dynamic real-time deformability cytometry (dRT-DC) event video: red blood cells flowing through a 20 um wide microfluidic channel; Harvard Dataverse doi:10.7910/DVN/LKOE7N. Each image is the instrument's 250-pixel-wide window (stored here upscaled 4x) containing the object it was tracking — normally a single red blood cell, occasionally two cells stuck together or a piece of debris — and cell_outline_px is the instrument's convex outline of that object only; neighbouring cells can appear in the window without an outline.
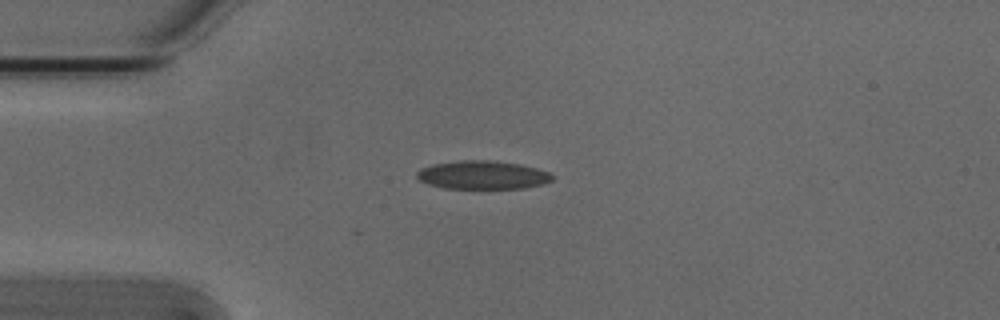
{"species": "Egyptian fruit bat (a non-hibernating species)", "species_latin": "Rousettus aegyptiacus", "temperature_condition": "cold", "stored_images_in_passage": 3, "camera_frame_rate_fps": 3000, "um_per_image_px": 0.085, "animal": {"sex": "male"}, "frame": {"image": 1, "passage_image": 1, "time_ms": 0.0, "image_size_px": [1000, 320], "cell_outline_px": [[552, 180], [544, 184], [524, 188], [444, 188], [428, 184], [420, 180], [416, 176], [416, 172], [420, 168], [432, 164], [460, 160], [488, 160], [520, 164], [536, 168], [548, 172], [552, 176]], "centroid_in_image_um": [40.99, 14.87], "position_along_channel_um": 44.0, "area_um2": 22.37}}
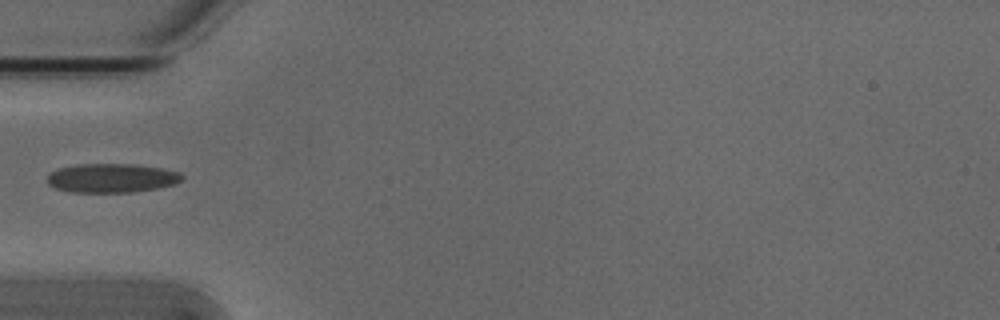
{"frame": {"image": 2, "passage_image": 2, "time_ms": 0.333, "image_size_px": [1000, 320], "cell_outline_px": [[184, 176], [176, 184], [156, 188], [132, 192], [68, 192], [56, 188], [48, 184], [48, 176], [52, 172], [60, 168], [76, 164], [132, 164], [160, 168], [180, 172]], "centroid_in_image_um": [9.5, 15.13], "position_along_channel_um": 75.5, "area_um2": 22.66}}
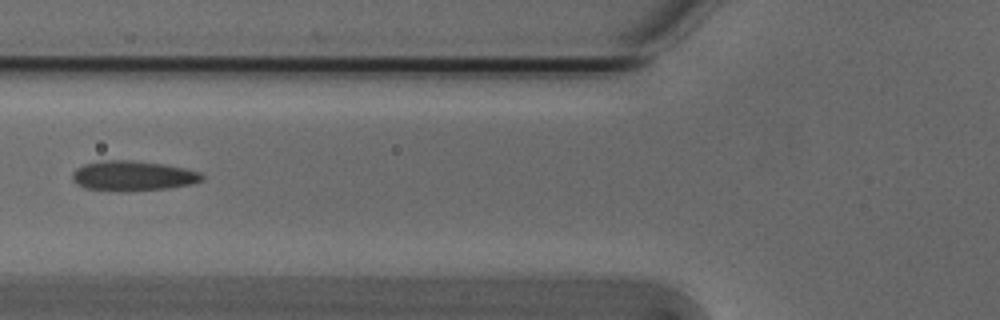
{"frame": {"image": 3, "passage_image": 3, "time_ms": 0.667, "image_size_px": [1000, 320], "cell_outline_px": [[204, 180], [192, 184], [168, 188], [128, 192], [120, 192], [84, 188], [76, 184], [72, 180], [72, 172], [76, 168], [84, 164], [104, 160], [132, 160], [164, 164], [184, 168], [200, 172], [204, 176]], "centroid_in_image_um": [11.28, 14.96], "position_along_channel_um": 114.5, "area_um2": 23.06}}